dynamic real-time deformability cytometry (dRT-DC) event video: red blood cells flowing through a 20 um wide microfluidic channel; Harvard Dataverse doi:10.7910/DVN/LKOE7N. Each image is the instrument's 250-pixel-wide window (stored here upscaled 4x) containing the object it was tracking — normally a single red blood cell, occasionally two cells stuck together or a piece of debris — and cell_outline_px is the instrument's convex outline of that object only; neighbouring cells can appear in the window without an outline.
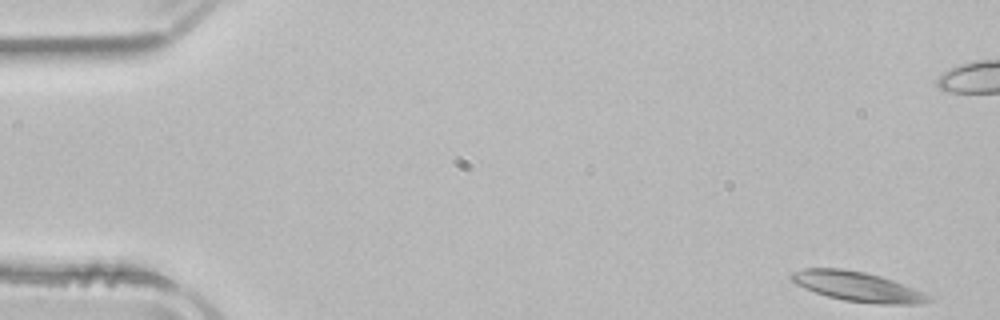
{"species": "common noctule bat (a hibernating species)", "species_latin": "Nyctalus noctula", "temperature_condition": "room temperature", "stored_images_in_passage": 4, "camera_frame_rate_fps": 3000, "um_per_image_px": 0.085, "animal": {"sex": "male", "body_mass_g": 21.5, "forearm_length_mm": 52.0}, "frame": {"image": 1, "passage_image": 4, "time_ms": 1.0, "image_size_px": [1000, 320], "cell_outline_px": [[932, 300], [920, 304], [880, 304], [844, 300], [828, 296], [804, 288], [796, 284], [788, 276], [792, 272], [804, 268], [840, 268], [864, 272], [880, 276], [892, 280], [924, 292], [932, 296]], "centroid_in_image_um": [72.89, 24.35], "position_along_channel_um": 12.1, "area_um2": 23.64}}